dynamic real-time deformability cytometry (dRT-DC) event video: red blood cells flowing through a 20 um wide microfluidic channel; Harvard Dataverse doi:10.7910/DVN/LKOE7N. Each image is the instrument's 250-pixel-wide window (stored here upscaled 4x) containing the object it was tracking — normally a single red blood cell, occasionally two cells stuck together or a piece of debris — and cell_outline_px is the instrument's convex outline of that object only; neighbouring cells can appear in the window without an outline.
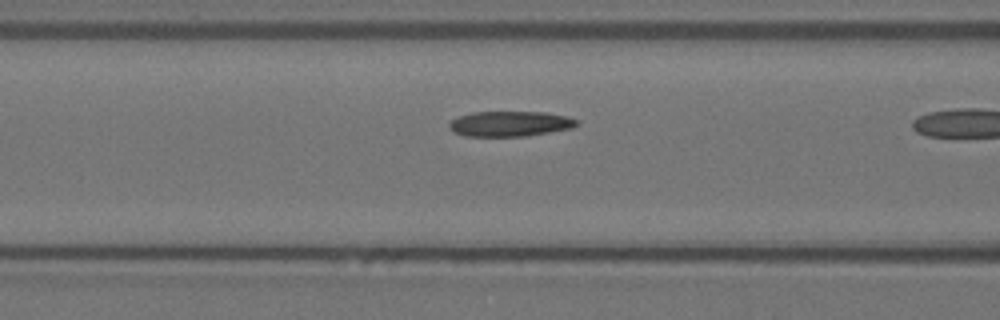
{"species": "Egyptian fruit bat (a non-hibernating species)", "species_latin": "Rousettus aegyptiacus", "temperature_condition": "warm", "stored_images_in_passage": 19, "camera_frame_rate_fps": 3000, "um_per_image_px": 0.085, "animal": {"sex": "female"}, "frame": {"image": 1, "passage_image": 11, "time_ms": 3.333, "image_size_px": [1000, 320], "cell_outline_px": [[580, 124], [572, 128], [524, 136], [464, 136], [448, 128], [448, 124], [452, 120], [460, 116], [472, 112], [544, 112], [568, 116], [576, 120]], "centroid_in_image_um": [43.36, 10.51], "position_along_channel_um": 123.2, "area_um2": 18.67}}
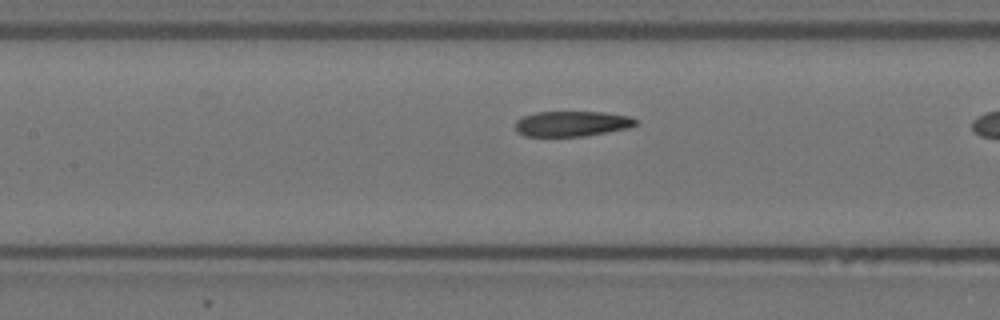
{"frame": {"image": 2, "passage_image": 14, "time_ms": 4.333, "image_size_px": [1000, 320], "cell_outline_px": [[636, 124], [628, 128], [584, 136], [524, 136], [516, 128], [516, 120], [524, 116], [536, 112], [604, 112], [632, 116], [636, 120]], "centroid_in_image_um": [48.63, 10.51], "position_along_channel_um": 158.8, "area_um2": 17.63}}